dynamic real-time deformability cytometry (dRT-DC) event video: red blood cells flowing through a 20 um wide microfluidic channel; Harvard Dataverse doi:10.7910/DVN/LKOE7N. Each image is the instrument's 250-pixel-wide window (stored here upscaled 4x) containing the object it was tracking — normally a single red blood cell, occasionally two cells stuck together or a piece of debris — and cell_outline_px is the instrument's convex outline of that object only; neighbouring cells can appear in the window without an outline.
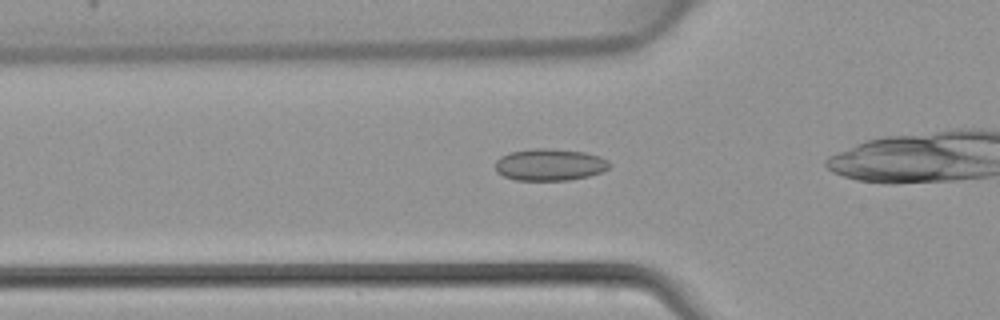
{"species": "common noctule bat (a hibernating species)", "species_latin": "Nyctalus noctula", "temperature_condition": "warm", "stored_images_in_passage": 25, "camera_frame_rate_fps": 3000, "um_per_image_px": 0.085, "animal": {"sex": "female", "body_mass_g": 22.7, "forearm_length_mm": 54.2}, "frame": {"image": 1, "passage_image": 4, "time_ms": 1.0, "image_size_px": [1000, 320], "cell_outline_px": [[612, 164], [608, 168], [600, 172], [588, 176], [568, 180], [516, 180], [504, 176], [496, 172], [496, 160], [500, 156], [512, 152], [536, 148], [552, 148], [584, 152], [600, 156], [608, 160]], "centroid_in_image_um": [46.74, 13.99], "position_along_channel_um": 79.1, "area_um2": 21.21}}